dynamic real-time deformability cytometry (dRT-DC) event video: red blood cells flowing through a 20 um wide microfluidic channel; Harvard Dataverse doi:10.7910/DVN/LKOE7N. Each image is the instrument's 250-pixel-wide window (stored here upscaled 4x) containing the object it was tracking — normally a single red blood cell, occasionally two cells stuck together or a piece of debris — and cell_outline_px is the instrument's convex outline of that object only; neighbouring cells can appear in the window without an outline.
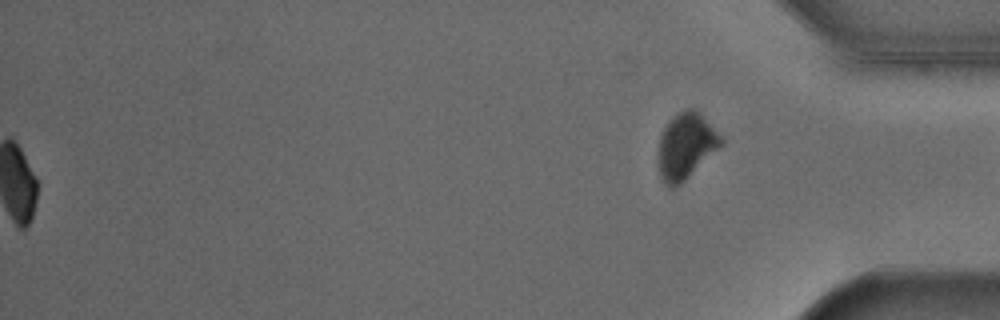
{"species": "Egyptian fruit bat (a non-hibernating species)", "species_latin": "Rousettus aegyptiacus", "temperature_condition": "cold", "stored_images_in_passage": 53, "segment_of_instrument_passage": [2, 2], "camera_frame_rate_fps": 3000, "um_per_image_px": 0.085, "animal": {"sex": "male"}, "frame": {"image": 1, "passage_image": 53, "time_ms": 17.333, "image_size_px": [1000, 320], "cell_outline_px": [[724, 144], [680, 184], [672, 188], [668, 188], [660, 176], [656, 160], [656, 156], [660, 136], [668, 120], [672, 116], [688, 108], [696, 108], [700, 112], [724, 140]], "centroid_in_image_um": [58.27, 12.41], "position_along_channel_um": 376.9, "area_um2": 24.45}}